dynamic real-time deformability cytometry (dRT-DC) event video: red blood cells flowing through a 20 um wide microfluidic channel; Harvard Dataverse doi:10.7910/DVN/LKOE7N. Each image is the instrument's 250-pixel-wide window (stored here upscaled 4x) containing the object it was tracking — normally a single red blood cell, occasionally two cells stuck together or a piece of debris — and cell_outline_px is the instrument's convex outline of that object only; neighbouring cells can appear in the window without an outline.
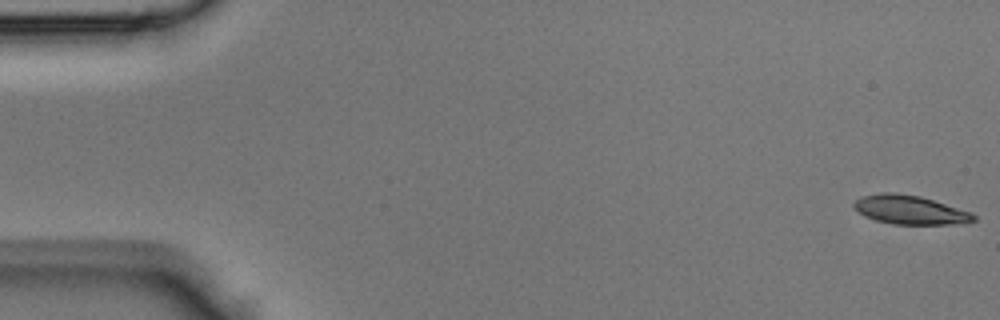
{"species": "Egyptian fruit bat (a non-hibernating species)", "species_latin": "Rousettus aegyptiacus", "temperature_condition": "room temperature", "stored_images_in_passage": 43, "camera_frame_rate_fps": 3000, "um_per_image_px": 0.085, "animal": {"sex": "male"}, "frame": {"image": 1, "passage_image": 1, "time_ms": 0.0, "image_size_px": [1000, 320], "cell_outline_px": [[976, 220], [948, 224], [892, 224], [876, 220], [864, 216], [852, 204], [860, 196], [880, 192], [896, 192], [920, 196], [972, 212], [976, 216]], "centroid_in_image_um": [77.31, 17.82], "position_along_channel_um": 7.7, "area_um2": 20.06}}
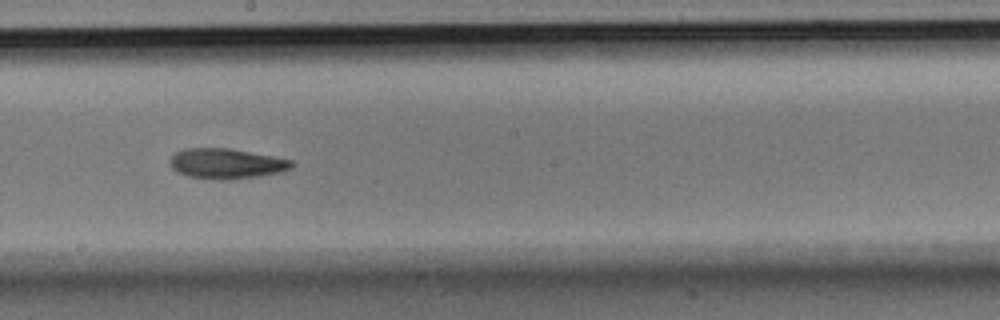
{"frame": {"image": 2, "passage_image": 24, "time_ms": 7.667, "image_size_px": [1000, 320], "cell_outline_px": [[296, 164], [292, 168], [280, 172], [260, 176], [224, 180], [220, 180], [188, 176], [176, 172], [168, 164], [168, 160], [176, 152], [184, 148], [232, 148], [296, 160]], "centroid_in_image_um": [19.27, 13.89], "position_along_channel_um": 228.9, "area_um2": 21.91}}
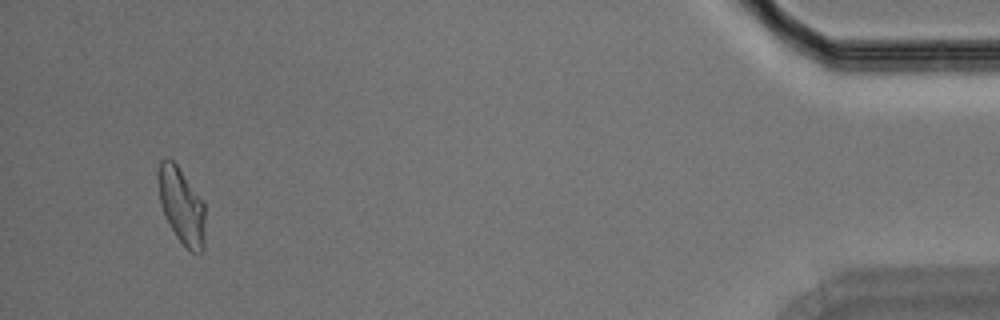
{"frame": {"image": 3, "passage_image": 41, "time_ms": 13.333, "image_size_px": [1000, 320], "cell_outline_px": [[204, 248], [200, 252], [192, 252], [176, 236], [164, 216], [160, 204], [156, 176], [160, 160], [168, 156], [176, 164], [204, 200]], "centroid_in_image_um": [15.4, 17.43], "position_along_channel_um": 419.8, "area_um2": 21.1}}